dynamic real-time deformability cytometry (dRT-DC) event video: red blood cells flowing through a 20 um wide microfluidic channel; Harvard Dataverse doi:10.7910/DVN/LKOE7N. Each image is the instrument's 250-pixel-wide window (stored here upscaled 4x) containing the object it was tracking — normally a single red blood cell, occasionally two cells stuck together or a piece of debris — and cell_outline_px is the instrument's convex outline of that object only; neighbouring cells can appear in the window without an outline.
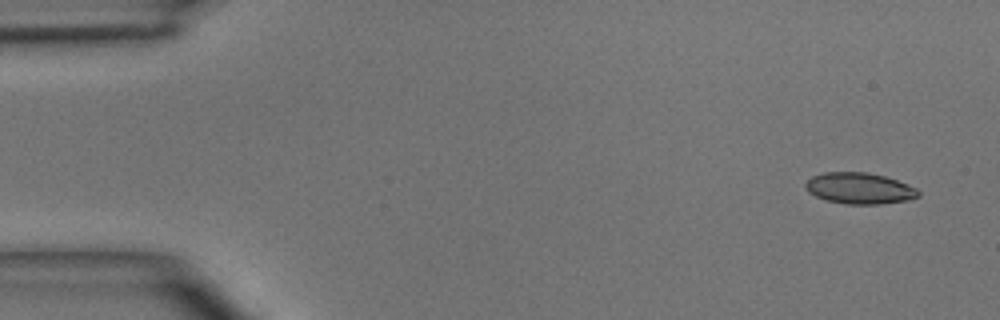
{"species": "common noctule bat (a hibernating species)", "species_latin": "Nyctalus noctula", "temperature_condition": "room temperature", "stored_images_in_passage": 3, "camera_frame_rate_fps": 3000, "um_per_image_px": 0.085, "animal": {"sex": "male", "body_mass_g": 15.6}, "frame": {"image": 1, "passage_image": 1, "time_ms": 0.0, "image_size_px": [1000, 320], "cell_outline_px": [[920, 196], [908, 200], [880, 204], [844, 204], [824, 200], [808, 192], [804, 188], [804, 184], [812, 176], [824, 172], [864, 172], [884, 176], [896, 180], [916, 188], [920, 192]], "centroid_in_image_um": [73.02, 16.01], "position_along_channel_um": 12.0, "area_um2": 20.58}}